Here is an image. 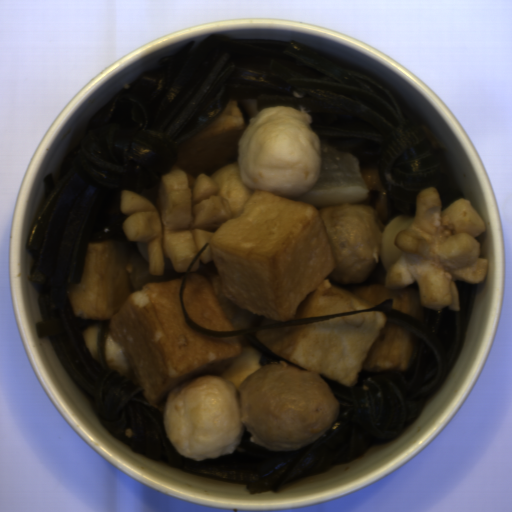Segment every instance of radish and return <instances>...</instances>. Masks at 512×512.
<instances>
[{
    "label": "radish",
    "mask_w": 512,
    "mask_h": 512,
    "mask_svg": "<svg viewBox=\"0 0 512 512\" xmlns=\"http://www.w3.org/2000/svg\"><path fill=\"white\" fill-rule=\"evenodd\" d=\"M129 280L134 291H139L150 282L180 278L182 273H177L171 266L164 268L162 275H152L149 272L148 263L141 257L139 247L135 249L128 261Z\"/></svg>",
    "instance_id": "1"
}]
</instances>
